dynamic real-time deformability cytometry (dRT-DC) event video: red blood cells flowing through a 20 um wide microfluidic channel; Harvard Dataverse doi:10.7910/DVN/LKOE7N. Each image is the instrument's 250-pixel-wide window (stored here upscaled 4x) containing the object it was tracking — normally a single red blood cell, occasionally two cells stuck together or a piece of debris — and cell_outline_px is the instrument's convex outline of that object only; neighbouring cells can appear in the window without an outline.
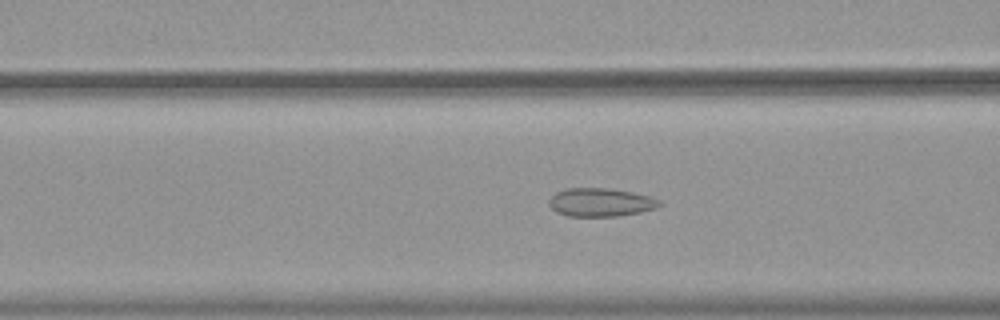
{"species": "common noctule bat (a hibernating species)", "species_latin": "Nyctalus noctula", "temperature_condition": "warm", "stored_images_in_passage": 52, "camera_frame_rate_fps": 3000, "um_per_image_px": 0.085, "animal": {"sex": "female", "body_mass_g": 19.9}, "frame": {"image": 1, "passage_image": 21, "time_ms": 6.667, "image_size_px": [1000, 320], "cell_outline_px": [[664, 204], [656, 208], [640, 212], [616, 216], [568, 216], [556, 212], [548, 204], [548, 200], [556, 192], [568, 188], [608, 188], [632, 192], [648, 196], [660, 200]], "centroid_in_image_um": [51.05, 17.2], "position_along_channel_um": 115.5, "area_um2": 18.26}}
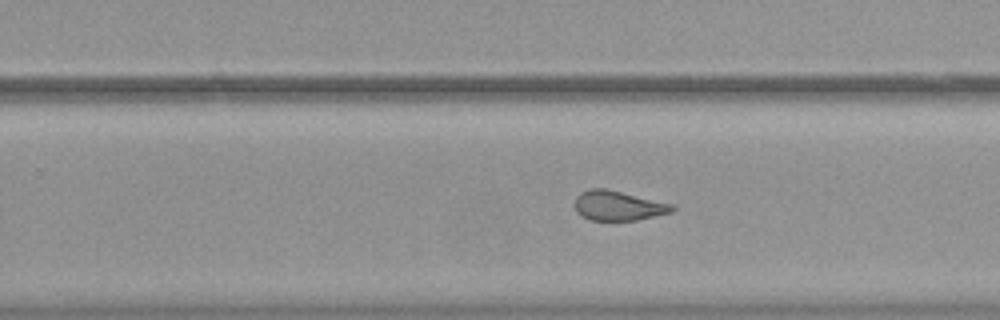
{"frame": {"image": 2, "passage_image": 34, "time_ms": 11.0, "image_size_px": [1000, 320], "cell_outline_px": [[676, 208], [672, 212], [636, 220], [592, 220], [580, 216], [576, 212], [576, 196], [580, 192], [592, 188], [608, 188], [672, 204]], "centroid_in_image_um": [52.53, 17.47], "position_along_channel_um": 277.3, "area_um2": 16.88}}
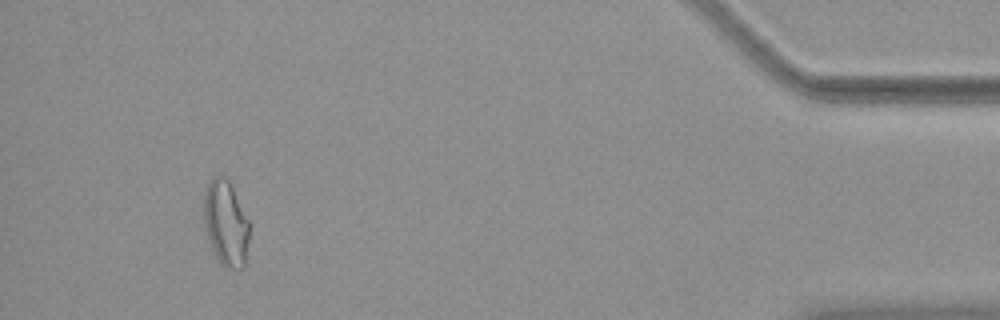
{"frame": {"image": 3, "passage_image": 50, "time_ms": 16.333, "image_size_px": [1000, 320], "cell_outline_px": [[248, 240], [244, 268], [224, 268], [220, 264], [212, 248], [208, 236], [204, 220], [204, 192], [208, 184], [216, 176], [224, 176], [228, 180], [248, 220]], "centroid_in_image_um": [19.19, 19.01], "position_along_channel_um": 416.0, "area_um2": 22.08}}